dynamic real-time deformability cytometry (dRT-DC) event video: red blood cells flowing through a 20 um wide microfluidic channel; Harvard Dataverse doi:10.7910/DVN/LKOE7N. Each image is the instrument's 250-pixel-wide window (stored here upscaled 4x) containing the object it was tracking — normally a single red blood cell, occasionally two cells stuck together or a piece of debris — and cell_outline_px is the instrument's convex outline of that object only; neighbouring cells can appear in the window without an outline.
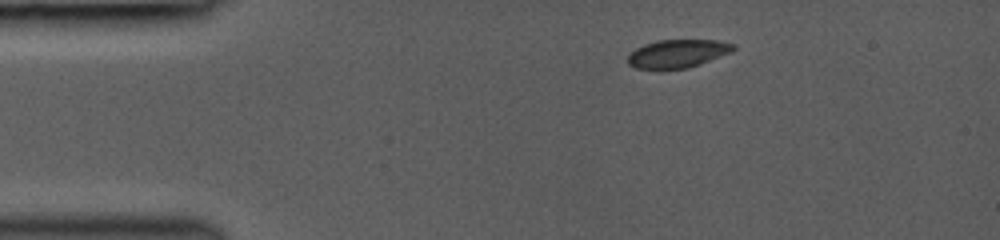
{"species": "common noctule bat (a hibernating species)", "species_latin": "Nyctalus noctula", "temperature_condition": "room temperature", "stored_images_in_passage": 38, "camera_frame_rate_fps": 3000, "um_per_image_px": 0.085, "animal": {"sex": "female", "body_mass_g": 19.0, "forearm_length_mm": 53.3}, "frame": {"image": 1, "passage_image": 1, "time_ms": 0.0, "image_size_px": [1000, 240], "cell_outline_px": [[736, 48], [732, 52], [700, 64], [688, 68], [636, 68], [628, 64], [628, 52], [644, 44], [656, 40], [716, 40], [736, 44]], "centroid_in_image_um": [57.61, 4.54], "position_along_channel_um": 27.4, "area_um2": 17.34}}
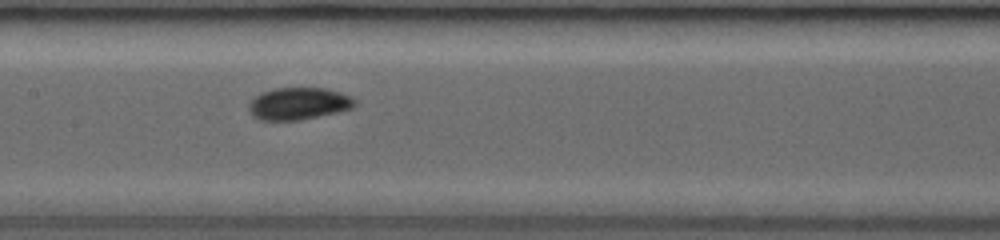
{"frame": {"image": 2, "passage_image": 16, "time_ms": 5.0, "image_size_px": [1000, 240], "cell_outline_px": [[356, 104], [352, 108], [336, 112], [300, 120], [260, 120], [252, 116], [248, 108], [248, 104], [260, 92], [272, 88], [324, 88], [340, 92], [352, 96], [356, 100]], "centroid_in_image_um": [25.36, 8.8], "position_along_channel_um": 182.0, "area_um2": 19.94}}
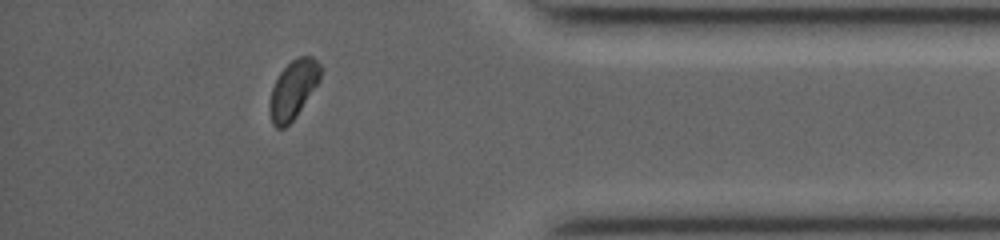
{"frame": {"image": 3, "passage_image": 33, "time_ms": 10.667, "image_size_px": [1000, 240], "cell_outline_px": [[324, 68], [320, 80], [296, 116], [284, 128], [276, 128], [272, 124], [268, 108], [272, 88], [280, 72], [292, 60], [300, 56], [312, 56]], "centroid_in_image_um": [24.94, 7.6], "position_along_channel_um": 410.3, "area_um2": 17.34}, "authors_computed_cell_mechanics": {"area_um2": 18.8428, "velocity_mm_per_s": 4.2938, "shape_relaxation_time_tau1_ms": 2.2218, "shape_relaxation_time_tau2_ms": null, "deformation_change_tau1": 0.0856, "deformation_change_tau2": null}}